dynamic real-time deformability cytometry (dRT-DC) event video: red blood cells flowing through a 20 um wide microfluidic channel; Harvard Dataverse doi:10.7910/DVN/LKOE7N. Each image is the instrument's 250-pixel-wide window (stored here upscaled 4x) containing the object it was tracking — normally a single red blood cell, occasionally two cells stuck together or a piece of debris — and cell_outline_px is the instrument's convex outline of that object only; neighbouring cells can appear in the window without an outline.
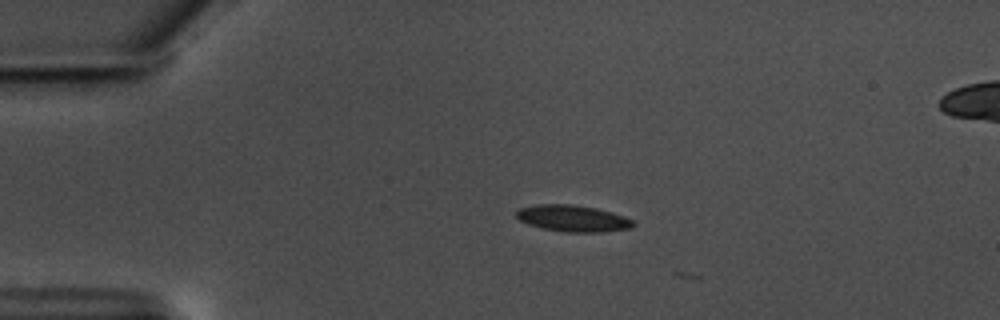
{"species": "common noctule bat (a hibernating species)", "species_latin": "Nyctalus noctula", "temperature_condition": "warm", "stored_images_in_passage": 6, "camera_frame_rate_fps": 3000, "um_per_image_px": 0.085, "animal": {"sex": "male", "body_mass_g": 17.5, "forearm_length_mm": 52.3}, "frame": {"image": 1, "passage_image": 5, "time_ms": 1.333, "image_size_px": [1000, 320], "cell_outline_px": [[636, 224], [632, 228], [600, 232], [568, 232], [544, 228], [528, 224], [520, 220], [516, 216], [516, 212], [520, 208], [536, 204], [572, 204], [596, 208], [612, 212], [624, 216], [632, 220]], "centroid_in_image_um": [48.71, 18.55], "position_along_channel_um": 36.3, "area_um2": 17.98}}